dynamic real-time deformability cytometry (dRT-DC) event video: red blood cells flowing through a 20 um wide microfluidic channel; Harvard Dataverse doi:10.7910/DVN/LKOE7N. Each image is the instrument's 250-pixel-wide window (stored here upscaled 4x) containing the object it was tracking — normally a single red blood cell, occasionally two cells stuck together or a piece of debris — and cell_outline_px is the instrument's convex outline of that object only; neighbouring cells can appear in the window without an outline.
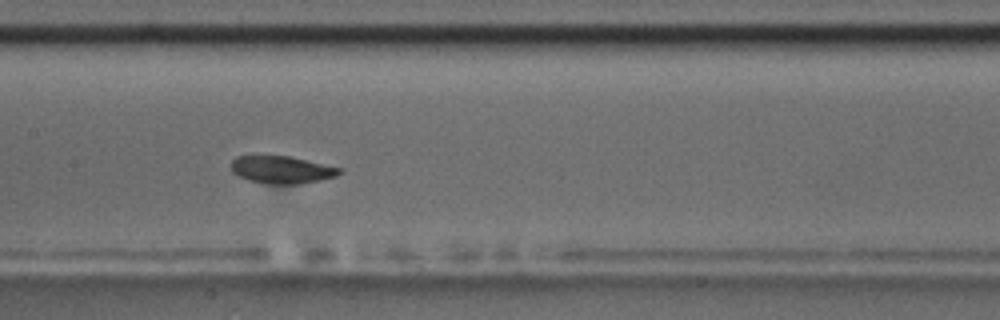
{"species": "common noctule bat (a hibernating species)", "species_latin": "Nyctalus noctula", "temperature_condition": "room temperature", "stored_images_in_passage": 8, "camera_frame_rate_fps": 3000, "um_per_image_px": 0.085, "animal": {"sex": "male", "body_mass_g": 17.5, "forearm_length_mm": 52.3}, "frame": {"image": 1, "passage_image": 8, "time_ms": 8.333, "image_size_px": [1000, 320], "cell_outline_px": [[344, 172], [336, 176], [320, 180], [296, 184], [264, 184], [248, 180], [232, 172], [232, 160], [236, 156], [288, 156], [340, 168]], "centroid_in_image_um": [23.93, 14.44], "position_along_channel_um": 183.5, "area_um2": 17.17}}